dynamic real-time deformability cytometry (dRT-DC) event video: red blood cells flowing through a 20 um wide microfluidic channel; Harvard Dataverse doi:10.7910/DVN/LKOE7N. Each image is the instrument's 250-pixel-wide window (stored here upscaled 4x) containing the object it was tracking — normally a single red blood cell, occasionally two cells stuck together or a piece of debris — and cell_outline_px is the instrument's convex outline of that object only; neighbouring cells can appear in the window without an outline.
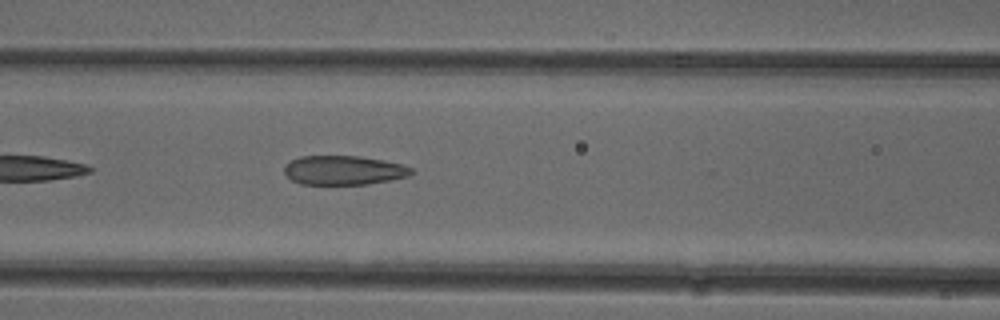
{"species": "common noctule bat (a hibernating species)", "species_latin": "Nyctalus noctula", "temperature_condition": "cold", "stored_images_in_passage": 31, "camera_frame_rate_fps": 3000, "um_per_image_px": 0.085, "animal": {"sex": "female"}, "frame": {"image": 1, "passage_image": 10, "time_ms": 3.0, "image_size_px": [1000, 320], "cell_outline_px": [[416, 172], [408, 176], [368, 184], [300, 184], [292, 180], [284, 172], [284, 164], [300, 156], [360, 156], [384, 160], [400, 164], [412, 168]], "centroid_in_image_um": [29.21, 14.46], "position_along_channel_um": 137.4, "area_um2": 21.62}}
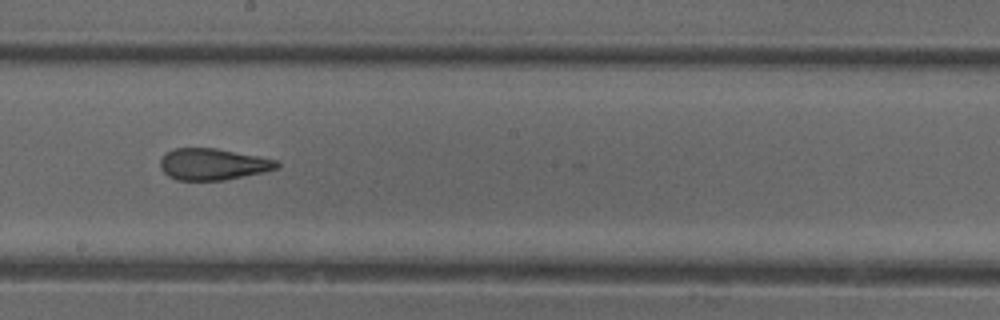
{"frame": {"image": 2, "passage_image": 17, "time_ms": 5.333, "image_size_px": [1000, 320], "cell_outline_px": [[280, 168], [264, 172], [224, 180], [176, 180], [168, 176], [160, 168], [160, 160], [168, 152], [176, 148], [216, 148], [276, 160], [280, 164]], "centroid_in_image_um": [18.1, 13.97], "position_along_channel_um": 230.1, "area_um2": 21.27}}
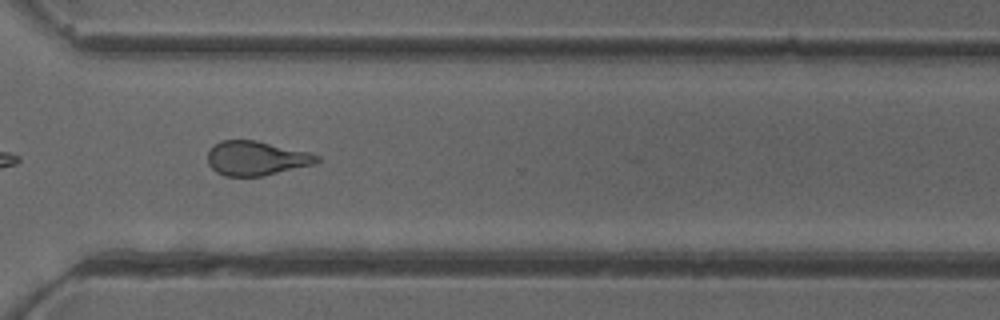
{"frame": {"image": 3, "passage_image": 26, "time_ms": 8.333, "image_size_px": [1000, 320], "cell_outline_px": [[320, 160], [316, 164], [264, 176], [224, 176], [216, 172], [208, 164], [208, 152], [220, 140], [256, 140], [312, 152], [320, 156]], "centroid_in_image_um": [21.84, 13.45], "position_along_channel_um": 348.8, "area_um2": 22.14}, "authors_computed_cell_mechanics": {"area_um2": 22.3108, "velocity_mm_per_s": 3.9662, "shape_relaxation_time_tau1_ms": null, "shape_relaxation_time_tau2_ms": 1.7766, "deformation_change_tau1": null, "deformation_change_tau2": 0.0914}}